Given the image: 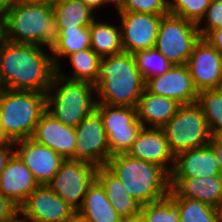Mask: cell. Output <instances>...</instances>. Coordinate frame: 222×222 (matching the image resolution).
<instances>
[{
  "mask_svg": "<svg viewBox=\"0 0 222 222\" xmlns=\"http://www.w3.org/2000/svg\"><path fill=\"white\" fill-rule=\"evenodd\" d=\"M6 90H7L6 85H5V83L1 77V74H0V98L4 95Z\"/></svg>",
  "mask_w": 222,
  "mask_h": 222,
  "instance_id": "cell-47",
  "label": "cell"
},
{
  "mask_svg": "<svg viewBox=\"0 0 222 222\" xmlns=\"http://www.w3.org/2000/svg\"><path fill=\"white\" fill-rule=\"evenodd\" d=\"M209 145L215 153L217 162L219 163L220 173L222 175V145L213 136L211 137Z\"/></svg>",
  "mask_w": 222,
  "mask_h": 222,
  "instance_id": "cell-39",
  "label": "cell"
},
{
  "mask_svg": "<svg viewBox=\"0 0 222 222\" xmlns=\"http://www.w3.org/2000/svg\"><path fill=\"white\" fill-rule=\"evenodd\" d=\"M211 0H169V14L202 25Z\"/></svg>",
  "mask_w": 222,
  "mask_h": 222,
  "instance_id": "cell-33",
  "label": "cell"
},
{
  "mask_svg": "<svg viewBox=\"0 0 222 222\" xmlns=\"http://www.w3.org/2000/svg\"><path fill=\"white\" fill-rule=\"evenodd\" d=\"M220 216H221V222H222V206L220 208Z\"/></svg>",
  "mask_w": 222,
  "mask_h": 222,
  "instance_id": "cell-52",
  "label": "cell"
},
{
  "mask_svg": "<svg viewBox=\"0 0 222 222\" xmlns=\"http://www.w3.org/2000/svg\"><path fill=\"white\" fill-rule=\"evenodd\" d=\"M145 88L153 94L173 99L180 105L195 104L199 92L187 64L172 65L164 74L148 79Z\"/></svg>",
  "mask_w": 222,
  "mask_h": 222,
  "instance_id": "cell-14",
  "label": "cell"
},
{
  "mask_svg": "<svg viewBox=\"0 0 222 222\" xmlns=\"http://www.w3.org/2000/svg\"><path fill=\"white\" fill-rule=\"evenodd\" d=\"M82 1L86 6L90 7L93 11L100 10L101 6H104L103 0H80ZM98 8V9H97Z\"/></svg>",
  "mask_w": 222,
  "mask_h": 222,
  "instance_id": "cell-40",
  "label": "cell"
},
{
  "mask_svg": "<svg viewBox=\"0 0 222 222\" xmlns=\"http://www.w3.org/2000/svg\"><path fill=\"white\" fill-rule=\"evenodd\" d=\"M219 89H222V53H221V60H220Z\"/></svg>",
  "mask_w": 222,
  "mask_h": 222,
  "instance_id": "cell-49",
  "label": "cell"
},
{
  "mask_svg": "<svg viewBox=\"0 0 222 222\" xmlns=\"http://www.w3.org/2000/svg\"><path fill=\"white\" fill-rule=\"evenodd\" d=\"M90 48L89 26L61 29L58 45L51 52V58L55 68H60L61 57Z\"/></svg>",
  "mask_w": 222,
  "mask_h": 222,
  "instance_id": "cell-28",
  "label": "cell"
},
{
  "mask_svg": "<svg viewBox=\"0 0 222 222\" xmlns=\"http://www.w3.org/2000/svg\"><path fill=\"white\" fill-rule=\"evenodd\" d=\"M14 142L11 141L9 144L0 146V174L7 166L9 159L15 153Z\"/></svg>",
  "mask_w": 222,
  "mask_h": 222,
  "instance_id": "cell-37",
  "label": "cell"
},
{
  "mask_svg": "<svg viewBox=\"0 0 222 222\" xmlns=\"http://www.w3.org/2000/svg\"><path fill=\"white\" fill-rule=\"evenodd\" d=\"M11 141L8 139V137L5 135V133L3 132V129L0 125V146L9 144Z\"/></svg>",
  "mask_w": 222,
  "mask_h": 222,
  "instance_id": "cell-45",
  "label": "cell"
},
{
  "mask_svg": "<svg viewBox=\"0 0 222 222\" xmlns=\"http://www.w3.org/2000/svg\"><path fill=\"white\" fill-rule=\"evenodd\" d=\"M214 138L222 145V132L217 133Z\"/></svg>",
  "mask_w": 222,
  "mask_h": 222,
  "instance_id": "cell-50",
  "label": "cell"
},
{
  "mask_svg": "<svg viewBox=\"0 0 222 222\" xmlns=\"http://www.w3.org/2000/svg\"><path fill=\"white\" fill-rule=\"evenodd\" d=\"M221 175L219 163L210 145L188 149L175 156L170 178L211 177Z\"/></svg>",
  "mask_w": 222,
  "mask_h": 222,
  "instance_id": "cell-21",
  "label": "cell"
},
{
  "mask_svg": "<svg viewBox=\"0 0 222 222\" xmlns=\"http://www.w3.org/2000/svg\"><path fill=\"white\" fill-rule=\"evenodd\" d=\"M74 160L87 162L97 168L105 165L111 155L102 117L95 110L76 127Z\"/></svg>",
  "mask_w": 222,
  "mask_h": 222,
  "instance_id": "cell-11",
  "label": "cell"
},
{
  "mask_svg": "<svg viewBox=\"0 0 222 222\" xmlns=\"http://www.w3.org/2000/svg\"><path fill=\"white\" fill-rule=\"evenodd\" d=\"M90 48L101 58L124 52L121 27L96 19L89 26Z\"/></svg>",
  "mask_w": 222,
  "mask_h": 222,
  "instance_id": "cell-25",
  "label": "cell"
},
{
  "mask_svg": "<svg viewBox=\"0 0 222 222\" xmlns=\"http://www.w3.org/2000/svg\"><path fill=\"white\" fill-rule=\"evenodd\" d=\"M180 106L177 101L153 94L145 88L135 108L137 118L144 127L163 128Z\"/></svg>",
  "mask_w": 222,
  "mask_h": 222,
  "instance_id": "cell-22",
  "label": "cell"
},
{
  "mask_svg": "<svg viewBox=\"0 0 222 222\" xmlns=\"http://www.w3.org/2000/svg\"><path fill=\"white\" fill-rule=\"evenodd\" d=\"M133 56L136 66L145 82L154 76L164 74L173 65L156 47L137 51Z\"/></svg>",
  "mask_w": 222,
  "mask_h": 222,
  "instance_id": "cell-31",
  "label": "cell"
},
{
  "mask_svg": "<svg viewBox=\"0 0 222 222\" xmlns=\"http://www.w3.org/2000/svg\"><path fill=\"white\" fill-rule=\"evenodd\" d=\"M19 210L25 222H63L77 212L47 185H39Z\"/></svg>",
  "mask_w": 222,
  "mask_h": 222,
  "instance_id": "cell-13",
  "label": "cell"
},
{
  "mask_svg": "<svg viewBox=\"0 0 222 222\" xmlns=\"http://www.w3.org/2000/svg\"><path fill=\"white\" fill-rule=\"evenodd\" d=\"M96 111L103 120L110 155L127 153L144 127L137 118L136 108L97 103Z\"/></svg>",
  "mask_w": 222,
  "mask_h": 222,
  "instance_id": "cell-9",
  "label": "cell"
},
{
  "mask_svg": "<svg viewBox=\"0 0 222 222\" xmlns=\"http://www.w3.org/2000/svg\"><path fill=\"white\" fill-rule=\"evenodd\" d=\"M145 83L133 54L122 52L103 57L95 84L97 103L135 108Z\"/></svg>",
  "mask_w": 222,
  "mask_h": 222,
  "instance_id": "cell-3",
  "label": "cell"
},
{
  "mask_svg": "<svg viewBox=\"0 0 222 222\" xmlns=\"http://www.w3.org/2000/svg\"><path fill=\"white\" fill-rule=\"evenodd\" d=\"M140 215L144 222H180L179 206L169 196L142 205Z\"/></svg>",
  "mask_w": 222,
  "mask_h": 222,
  "instance_id": "cell-32",
  "label": "cell"
},
{
  "mask_svg": "<svg viewBox=\"0 0 222 222\" xmlns=\"http://www.w3.org/2000/svg\"><path fill=\"white\" fill-rule=\"evenodd\" d=\"M170 198L199 200L218 209L222 206V175L170 178Z\"/></svg>",
  "mask_w": 222,
  "mask_h": 222,
  "instance_id": "cell-18",
  "label": "cell"
},
{
  "mask_svg": "<svg viewBox=\"0 0 222 222\" xmlns=\"http://www.w3.org/2000/svg\"><path fill=\"white\" fill-rule=\"evenodd\" d=\"M21 1L29 2V3L46 4V5L53 6L57 0H21Z\"/></svg>",
  "mask_w": 222,
  "mask_h": 222,
  "instance_id": "cell-43",
  "label": "cell"
},
{
  "mask_svg": "<svg viewBox=\"0 0 222 222\" xmlns=\"http://www.w3.org/2000/svg\"><path fill=\"white\" fill-rule=\"evenodd\" d=\"M46 111V94L7 89L0 98V125L10 141L32 138Z\"/></svg>",
  "mask_w": 222,
  "mask_h": 222,
  "instance_id": "cell-6",
  "label": "cell"
},
{
  "mask_svg": "<svg viewBox=\"0 0 222 222\" xmlns=\"http://www.w3.org/2000/svg\"><path fill=\"white\" fill-rule=\"evenodd\" d=\"M105 166L141 205L169 195L170 174L158 165L121 153L111 156Z\"/></svg>",
  "mask_w": 222,
  "mask_h": 222,
  "instance_id": "cell-4",
  "label": "cell"
},
{
  "mask_svg": "<svg viewBox=\"0 0 222 222\" xmlns=\"http://www.w3.org/2000/svg\"><path fill=\"white\" fill-rule=\"evenodd\" d=\"M121 222H144L143 218L140 214L134 216V217H126L122 218Z\"/></svg>",
  "mask_w": 222,
  "mask_h": 222,
  "instance_id": "cell-44",
  "label": "cell"
},
{
  "mask_svg": "<svg viewBox=\"0 0 222 222\" xmlns=\"http://www.w3.org/2000/svg\"><path fill=\"white\" fill-rule=\"evenodd\" d=\"M122 11L169 14V0H126Z\"/></svg>",
  "mask_w": 222,
  "mask_h": 222,
  "instance_id": "cell-34",
  "label": "cell"
},
{
  "mask_svg": "<svg viewBox=\"0 0 222 222\" xmlns=\"http://www.w3.org/2000/svg\"><path fill=\"white\" fill-rule=\"evenodd\" d=\"M94 12L80 0H57L53 5V15L60 30L90 26L95 20Z\"/></svg>",
  "mask_w": 222,
  "mask_h": 222,
  "instance_id": "cell-26",
  "label": "cell"
},
{
  "mask_svg": "<svg viewBox=\"0 0 222 222\" xmlns=\"http://www.w3.org/2000/svg\"><path fill=\"white\" fill-rule=\"evenodd\" d=\"M121 19V37L124 52L134 54L155 47L158 27L164 15L130 11L118 12Z\"/></svg>",
  "mask_w": 222,
  "mask_h": 222,
  "instance_id": "cell-12",
  "label": "cell"
},
{
  "mask_svg": "<svg viewBox=\"0 0 222 222\" xmlns=\"http://www.w3.org/2000/svg\"><path fill=\"white\" fill-rule=\"evenodd\" d=\"M96 172L97 167L87 162L65 159L47 186L78 211Z\"/></svg>",
  "mask_w": 222,
  "mask_h": 222,
  "instance_id": "cell-10",
  "label": "cell"
},
{
  "mask_svg": "<svg viewBox=\"0 0 222 222\" xmlns=\"http://www.w3.org/2000/svg\"><path fill=\"white\" fill-rule=\"evenodd\" d=\"M19 216H21L20 210H18L12 217L2 220L0 222H25L24 219H19Z\"/></svg>",
  "mask_w": 222,
  "mask_h": 222,
  "instance_id": "cell-42",
  "label": "cell"
},
{
  "mask_svg": "<svg viewBox=\"0 0 222 222\" xmlns=\"http://www.w3.org/2000/svg\"><path fill=\"white\" fill-rule=\"evenodd\" d=\"M0 11L2 38L41 48L46 46L51 52L58 45L61 30L53 15V6L19 0Z\"/></svg>",
  "mask_w": 222,
  "mask_h": 222,
  "instance_id": "cell-2",
  "label": "cell"
},
{
  "mask_svg": "<svg viewBox=\"0 0 222 222\" xmlns=\"http://www.w3.org/2000/svg\"><path fill=\"white\" fill-rule=\"evenodd\" d=\"M20 144V145H19ZM15 153L29 168L39 185H47L65 160L49 147L32 138L14 142Z\"/></svg>",
  "mask_w": 222,
  "mask_h": 222,
  "instance_id": "cell-15",
  "label": "cell"
},
{
  "mask_svg": "<svg viewBox=\"0 0 222 222\" xmlns=\"http://www.w3.org/2000/svg\"><path fill=\"white\" fill-rule=\"evenodd\" d=\"M2 39V16L0 11V40Z\"/></svg>",
  "mask_w": 222,
  "mask_h": 222,
  "instance_id": "cell-51",
  "label": "cell"
},
{
  "mask_svg": "<svg viewBox=\"0 0 222 222\" xmlns=\"http://www.w3.org/2000/svg\"><path fill=\"white\" fill-rule=\"evenodd\" d=\"M55 73L50 53L40 46L0 40V74L7 89L46 94Z\"/></svg>",
  "mask_w": 222,
  "mask_h": 222,
  "instance_id": "cell-1",
  "label": "cell"
},
{
  "mask_svg": "<svg viewBox=\"0 0 222 222\" xmlns=\"http://www.w3.org/2000/svg\"><path fill=\"white\" fill-rule=\"evenodd\" d=\"M16 1L19 0H0V9L8 4L15 3Z\"/></svg>",
  "mask_w": 222,
  "mask_h": 222,
  "instance_id": "cell-48",
  "label": "cell"
},
{
  "mask_svg": "<svg viewBox=\"0 0 222 222\" xmlns=\"http://www.w3.org/2000/svg\"><path fill=\"white\" fill-rule=\"evenodd\" d=\"M38 186L29 168L14 153L0 174V194L20 207Z\"/></svg>",
  "mask_w": 222,
  "mask_h": 222,
  "instance_id": "cell-20",
  "label": "cell"
},
{
  "mask_svg": "<svg viewBox=\"0 0 222 222\" xmlns=\"http://www.w3.org/2000/svg\"><path fill=\"white\" fill-rule=\"evenodd\" d=\"M104 1V5L107 4H115V7L117 9V12H120L124 9V4L126 2V0H103Z\"/></svg>",
  "mask_w": 222,
  "mask_h": 222,
  "instance_id": "cell-41",
  "label": "cell"
},
{
  "mask_svg": "<svg viewBox=\"0 0 222 222\" xmlns=\"http://www.w3.org/2000/svg\"><path fill=\"white\" fill-rule=\"evenodd\" d=\"M95 85L54 74L46 93V112L65 126L75 128L96 110Z\"/></svg>",
  "mask_w": 222,
  "mask_h": 222,
  "instance_id": "cell-5",
  "label": "cell"
},
{
  "mask_svg": "<svg viewBox=\"0 0 222 222\" xmlns=\"http://www.w3.org/2000/svg\"><path fill=\"white\" fill-rule=\"evenodd\" d=\"M162 129L174 156L188 149L207 146L212 137L205 116L196 103L181 105Z\"/></svg>",
  "mask_w": 222,
  "mask_h": 222,
  "instance_id": "cell-7",
  "label": "cell"
},
{
  "mask_svg": "<svg viewBox=\"0 0 222 222\" xmlns=\"http://www.w3.org/2000/svg\"><path fill=\"white\" fill-rule=\"evenodd\" d=\"M204 39L219 53H222V28L209 32Z\"/></svg>",
  "mask_w": 222,
  "mask_h": 222,
  "instance_id": "cell-38",
  "label": "cell"
},
{
  "mask_svg": "<svg viewBox=\"0 0 222 222\" xmlns=\"http://www.w3.org/2000/svg\"><path fill=\"white\" fill-rule=\"evenodd\" d=\"M18 210L19 207L16 204L0 194V221L12 217Z\"/></svg>",
  "mask_w": 222,
  "mask_h": 222,
  "instance_id": "cell-36",
  "label": "cell"
},
{
  "mask_svg": "<svg viewBox=\"0 0 222 222\" xmlns=\"http://www.w3.org/2000/svg\"><path fill=\"white\" fill-rule=\"evenodd\" d=\"M203 21L204 27L198 25L201 38H204L209 32L222 28V0H211L210 6L207 8Z\"/></svg>",
  "mask_w": 222,
  "mask_h": 222,
  "instance_id": "cell-35",
  "label": "cell"
},
{
  "mask_svg": "<svg viewBox=\"0 0 222 222\" xmlns=\"http://www.w3.org/2000/svg\"><path fill=\"white\" fill-rule=\"evenodd\" d=\"M70 63L73 67V72L70 73L71 76L62 72L61 67L56 68V74L64 79L71 81L89 82L91 84H96L101 57L91 48H87L75 53L68 55Z\"/></svg>",
  "mask_w": 222,
  "mask_h": 222,
  "instance_id": "cell-27",
  "label": "cell"
},
{
  "mask_svg": "<svg viewBox=\"0 0 222 222\" xmlns=\"http://www.w3.org/2000/svg\"><path fill=\"white\" fill-rule=\"evenodd\" d=\"M77 213L85 222H121L122 219L107 199L105 189L97 179L88 187Z\"/></svg>",
  "mask_w": 222,
  "mask_h": 222,
  "instance_id": "cell-24",
  "label": "cell"
},
{
  "mask_svg": "<svg viewBox=\"0 0 222 222\" xmlns=\"http://www.w3.org/2000/svg\"><path fill=\"white\" fill-rule=\"evenodd\" d=\"M220 60L221 53L204 38L194 45L187 66L198 91L219 89Z\"/></svg>",
  "mask_w": 222,
  "mask_h": 222,
  "instance_id": "cell-16",
  "label": "cell"
},
{
  "mask_svg": "<svg viewBox=\"0 0 222 222\" xmlns=\"http://www.w3.org/2000/svg\"><path fill=\"white\" fill-rule=\"evenodd\" d=\"M200 38L197 24L167 14L160 21L155 47L173 65H184Z\"/></svg>",
  "mask_w": 222,
  "mask_h": 222,
  "instance_id": "cell-8",
  "label": "cell"
},
{
  "mask_svg": "<svg viewBox=\"0 0 222 222\" xmlns=\"http://www.w3.org/2000/svg\"><path fill=\"white\" fill-rule=\"evenodd\" d=\"M96 179L104 187L107 199L122 218L140 214L142 205L126 191L120 179L105 165L97 168Z\"/></svg>",
  "mask_w": 222,
  "mask_h": 222,
  "instance_id": "cell-23",
  "label": "cell"
},
{
  "mask_svg": "<svg viewBox=\"0 0 222 222\" xmlns=\"http://www.w3.org/2000/svg\"><path fill=\"white\" fill-rule=\"evenodd\" d=\"M126 154L158 165L169 174L174 166L175 156L162 128L143 127Z\"/></svg>",
  "mask_w": 222,
  "mask_h": 222,
  "instance_id": "cell-17",
  "label": "cell"
},
{
  "mask_svg": "<svg viewBox=\"0 0 222 222\" xmlns=\"http://www.w3.org/2000/svg\"><path fill=\"white\" fill-rule=\"evenodd\" d=\"M180 209V222H221L220 209L199 200L171 198Z\"/></svg>",
  "mask_w": 222,
  "mask_h": 222,
  "instance_id": "cell-30",
  "label": "cell"
},
{
  "mask_svg": "<svg viewBox=\"0 0 222 222\" xmlns=\"http://www.w3.org/2000/svg\"><path fill=\"white\" fill-rule=\"evenodd\" d=\"M63 222H85V220L80 214L76 212L71 218H68Z\"/></svg>",
  "mask_w": 222,
  "mask_h": 222,
  "instance_id": "cell-46",
  "label": "cell"
},
{
  "mask_svg": "<svg viewBox=\"0 0 222 222\" xmlns=\"http://www.w3.org/2000/svg\"><path fill=\"white\" fill-rule=\"evenodd\" d=\"M32 139L51 148L64 159L74 160L75 128L65 126L46 111L36 124Z\"/></svg>",
  "mask_w": 222,
  "mask_h": 222,
  "instance_id": "cell-19",
  "label": "cell"
},
{
  "mask_svg": "<svg viewBox=\"0 0 222 222\" xmlns=\"http://www.w3.org/2000/svg\"><path fill=\"white\" fill-rule=\"evenodd\" d=\"M196 104L205 116L211 135L222 132V89L199 91Z\"/></svg>",
  "mask_w": 222,
  "mask_h": 222,
  "instance_id": "cell-29",
  "label": "cell"
}]
</instances>
